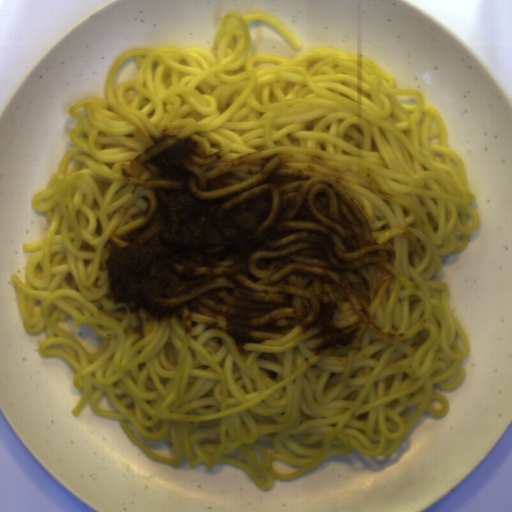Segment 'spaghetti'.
Segmentation results:
<instances>
[{
    "instance_id": "1",
    "label": "spaghetti",
    "mask_w": 512,
    "mask_h": 512,
    "mask_svg": "<svg viewBox=\"0 0 512 512\" xmlns=\"http://www.w3.org/2000/svg\"><path fill=\"white\" fill-rule=\"evenodd\" d=\"M252 21L303 48L280 20L252 11L222 15L216 48H134L116 56L104 97L67 108L79 120L71 146L31 208L48 224L25 243V282L11 275L25 333L45 338L41 357L63 359L89 402L119 421L150 459L179 467H236L259 490L290 482L353 449L391 455L422 415L449 413L466 379L469 337L450 288L430 279L442 256L467 247L481 215L465 163L450 149L440 111L422 92L362 54L332 46L288 57L252 52ZM168 126L197 139L224 164L248 152L293 153L350 181L376 241L394 244L395 275L376 298L351 286L371 321L352 345L321 355L320 339L257 332L240 349L198 322H145L106 300L99 268L108 237L136 225L145 189L120 167Z\"/></svg>"
}]
</instances>
